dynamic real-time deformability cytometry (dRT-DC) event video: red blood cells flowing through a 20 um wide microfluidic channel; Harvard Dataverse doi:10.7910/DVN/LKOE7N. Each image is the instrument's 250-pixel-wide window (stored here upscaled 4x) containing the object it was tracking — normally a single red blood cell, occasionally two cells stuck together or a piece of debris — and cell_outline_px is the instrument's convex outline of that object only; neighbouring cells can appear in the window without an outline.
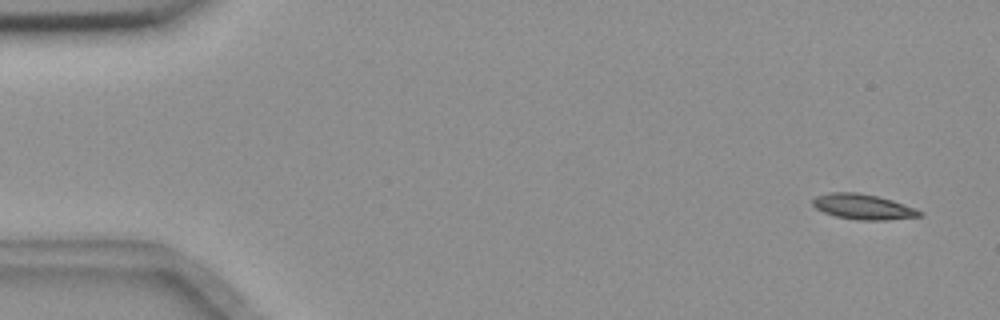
{"species": "common noctule bat (a hibernating species)", "species_latin": "Nyctalus noctula", "temperature_condition": "room temperature", "stored_images_in_passage": 54, "camera_frame_rate_fps": 3000, "um_per_image_px": 0.085, "animal": {"sex": "female", "body_mass_g": 18.4}, "frame": {"image": 1, "passage_image": 1, "time_ms": 0.0, "image_size_px": [1000, 320], "cell_outline_px": [[924, 216], [884, 220], [856, 220], [836, 216], [824, 212], [816, 208], [812, 204], [812, 200], [816, 196], [828, 192], [856, 192], [876, 196], [892, 200], [904, 204], [924, 212]], "centroid_in_image_um": [73.37, 17.57], "position_along_channel_um": 11.6, "area_um2": 15.78}}
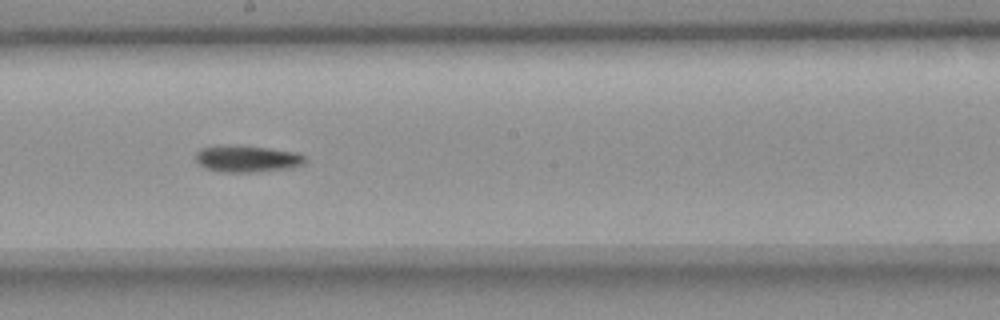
{"frame": {"image": 2, "passage_image": 29, "time_ms": 9.333, "image_size_px": [1000, 320], "cell_outline_px": [[304, 164], [292, 168], [252, 172], [224, 172], [204, 168], [196, 160], [196, 152], [200, 148], [236, 144], [268, 148], [296, 152], [304, 156]], "centroid_in_image_um": [20.99, 13.49], "position_along_channel_um": 227.2, "area_um2": 17.05}}
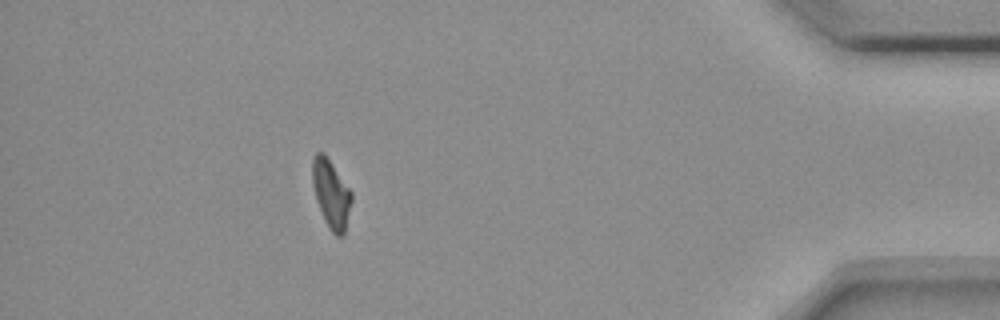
{"frame": {"image": 3, "passage_image": 48, "time_ms": 15.667, "image_size_px": [1000, 320], "cell_outline_px": [[352, 200], [344, 236], [336, 236], [328, 228], [316, 200], [312, 184], [312, 160], [316, 152], [324, 152], [352, 192]], "centroid_in_image_um": [28.14, 16.48], "position_along_channel_um": 407.1, "area_um2": 15.66}, "authors_computed_cell_mechanics": {"area_um2": 16.0684, "velocity_mm_per_s": 3.6472, "shape_relaxation_time_tau1_ms": 7.7777, "shape_relaxation_time_tau2_ms": null, "deformation_change_tau1": 0.2006, "deformation_change_tau2": null}}